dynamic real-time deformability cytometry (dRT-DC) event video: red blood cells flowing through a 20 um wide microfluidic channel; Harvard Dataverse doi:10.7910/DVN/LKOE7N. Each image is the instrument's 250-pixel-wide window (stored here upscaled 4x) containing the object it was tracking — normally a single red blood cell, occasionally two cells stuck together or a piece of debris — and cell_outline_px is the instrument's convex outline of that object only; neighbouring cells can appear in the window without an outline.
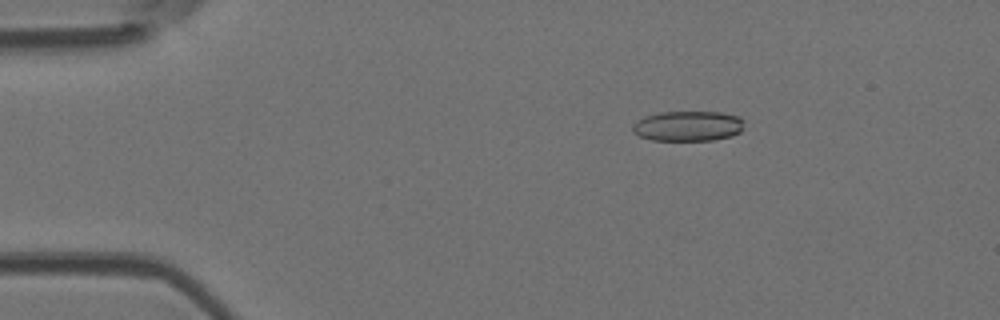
{"species": "Egyptian fruit bat (a non-hibernating species)", "species_latin": "Rousettus aegyptiacus", "temperature_condition": "room temperature", "stored_images_in_passage": 5, "camera_frame_rate_fps": 3000, "um_per_image_px": 0.085, "animal": {"sex": "female"}, "frame": {"image": 1, "passage_image": 3, "time_ms": 2.333, "image_size_px": [1000, 320], "cell_outline_px": [[744, 120], [740, 132], [732, 136], [716, 140], [652, 140], [640, 136], [632, 132], [632, 124], [644, 116], [660, 112], [720, 112], [740, 116]], "centroid_in_image_um": [58.48, 10.71], "position_along_channel_um": 26.5, "area_um2": 19.77}}